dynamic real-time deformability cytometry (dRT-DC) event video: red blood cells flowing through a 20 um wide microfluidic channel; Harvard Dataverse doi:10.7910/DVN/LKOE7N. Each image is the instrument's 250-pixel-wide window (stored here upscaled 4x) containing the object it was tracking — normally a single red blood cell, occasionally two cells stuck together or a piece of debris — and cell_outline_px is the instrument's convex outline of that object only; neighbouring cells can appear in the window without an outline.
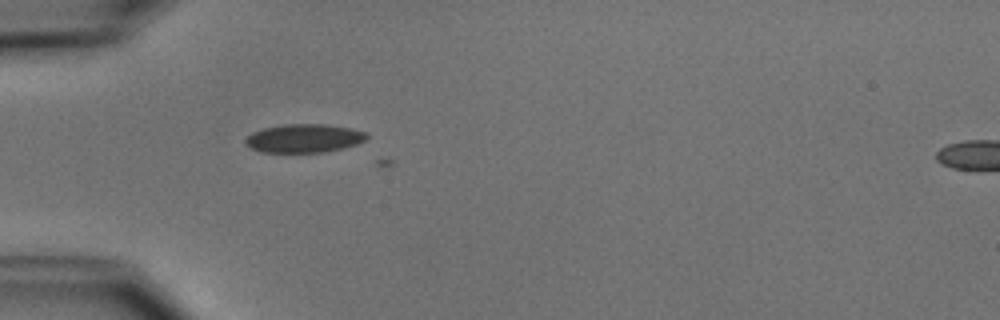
{"species": "common noctule bat (a hibernating species)", "species_latin": "Nyctalus noctula", "temperature_condition": "cold", "stored_images_in_passage": 2, "camera_frame_rate_fps": 3000, "um_per_image_px": 0.085, "animal": {"sex": "male", "body_mass_g": 15.6}, "frame": {"image": 1, "passage_image": 1, "time_ms": 0.0, "image_size_px": [1000, 320], "cell_outline_px": [[368, 136], [364, 140], [356, 144], [344, 148], [324, 152], [260, 152], [252, 148], [244, 140], [252, 132], [264, 128], [284, 124], [324, 124], [352, 128], [364, 132]], "centroid_in_image_um": [25.85, 11.75], "position_along_channel_um": 59.2, "area_um2": 20.0}}